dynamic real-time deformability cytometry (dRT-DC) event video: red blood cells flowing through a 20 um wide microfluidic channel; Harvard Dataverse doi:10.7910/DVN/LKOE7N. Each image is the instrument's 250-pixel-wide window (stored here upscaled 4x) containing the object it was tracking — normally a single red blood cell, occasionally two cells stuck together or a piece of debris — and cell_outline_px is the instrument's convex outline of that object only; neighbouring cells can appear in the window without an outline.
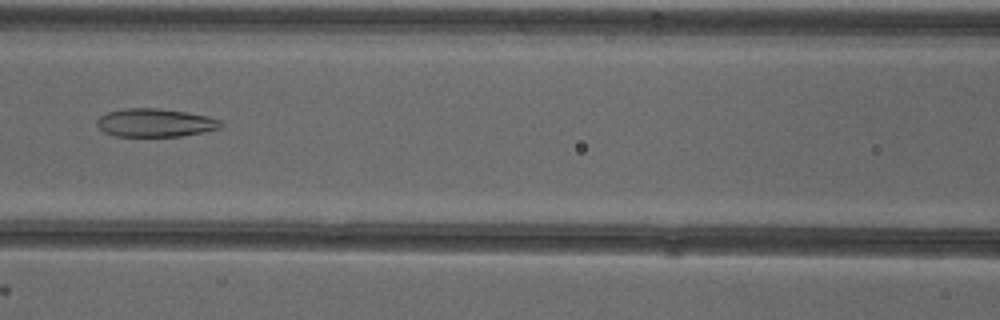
{"species": "common noctule bat (a hibernating species)", "species_latin": "Nyctalus noctula", "temperature_condition": "cold", "stored_images_in_passage": 53, "camera_frame_rate_fps": 3000, "um_per_image_px": 0.085, "animal": {"sex": "female"}, "frame": {"image": 1, "passage_image": 24, "time_ms": 7.667, "image_size_px": [1000, 320], "cell_outline_px": [[224, 124], [220, 128], [204, 132], [180, 136], [112, 136], [104, 132], [96, 124], [96, 120], [100, 116], [108, 112], [124, 108], [156, 108], [184, 112], [208, 116], [220, 120]], "centroid_in_image_um": [13.18, 10.44], "position_along_channel_um": 153.4, "area_um2": 20.4}}
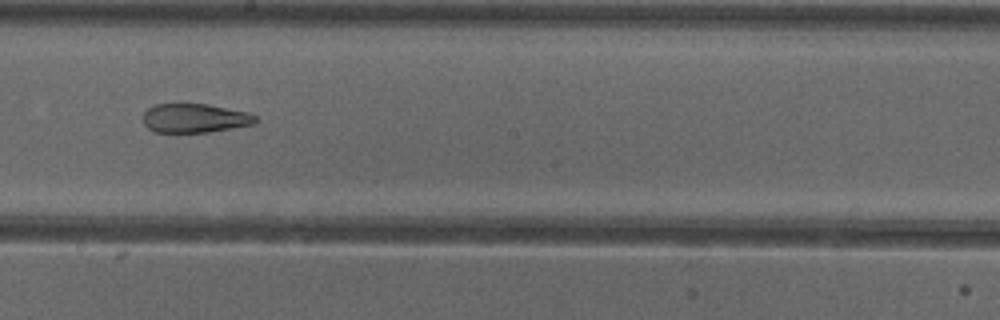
{"frame": {"image": 2, "passage_image": 30, "time_ms": 9.667, "image_size_px": [1000, 320], "cell_outline_px": [[260, 120], [256, 124], [208, 132], [156, 132], [148, 128], [144, 124], [144, 112], [148, 108], [156, 104], [208, 104], [248, 112], [256, 116]], "centroid_in_image_um": [16.6, 10.04], "position_along_channel_um": 231.6, "area_um2": 19.07}}
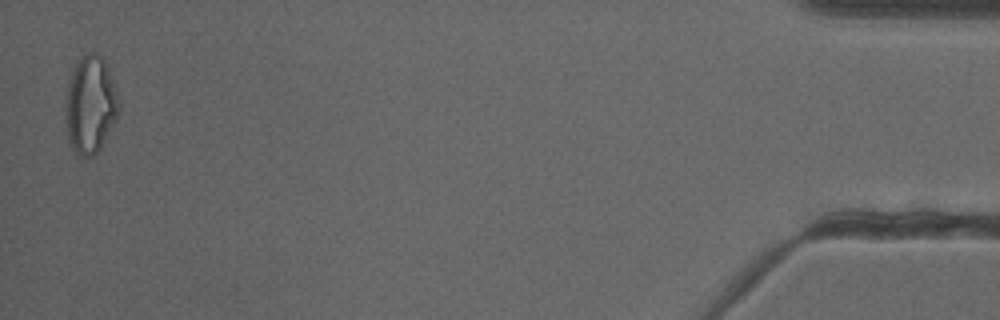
{"frame": {"image": 3, "passage_image": 52, "time_ms": 17.0, "image_size_px": [1000, 320], "cell_outline_px": [[120, 112], [116, 120], [100, 148], [92, 156], [80, 156], [72, 148], [68, 140], [64, 120], [68, 84], [72, 72], [76, 64], [88, 52], [96, 52], [104, 56], [108, 64], [120, 100]], "centroid_in_image_um": [7.71, 8.88], "position_along_channel_um": 427.5, "area_um2": 30.69}, "authors_computed_cell_mechanics": {"area_um2": 25.7788, "velocity_mm_per_s": 3.9221, "shape_relaxation_time_tau1_ms": null, "shape_relaxation_time_tau2_ms": 2.1139, "deformation_change_tau1": null, "deformation_change_tau2": 0.0976}}